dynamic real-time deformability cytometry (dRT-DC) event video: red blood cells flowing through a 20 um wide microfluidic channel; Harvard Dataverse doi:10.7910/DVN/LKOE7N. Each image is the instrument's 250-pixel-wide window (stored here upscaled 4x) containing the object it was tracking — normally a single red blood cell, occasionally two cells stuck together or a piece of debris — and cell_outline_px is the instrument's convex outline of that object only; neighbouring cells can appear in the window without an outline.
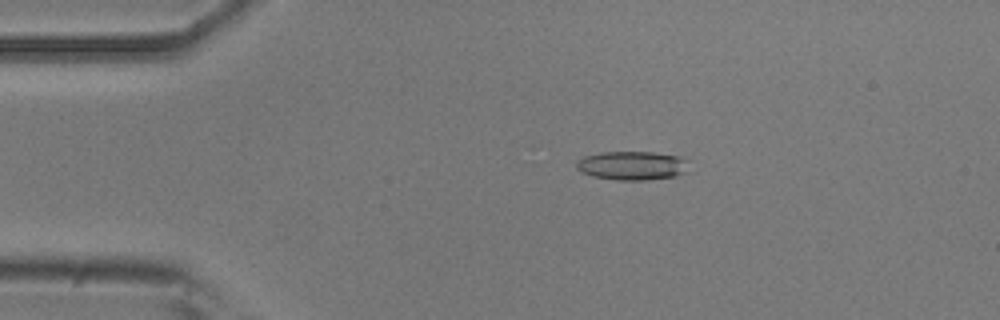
{"species": "common noctule bat (a hibernating species)", "species_latin": "Nyctalus noctula", "temperature_condition": "room temperature", "stored_images_in_passage": 52, "camera_frame_rate_fps": 3000, "um_per_image_px": 0.085, "animal": {"sex": "male", "body_mass_g": 20.5, "forearm_length_mm": 52.5}, "frame": {"image": 1, "passage_image": 10, "time_ms": 3.0, "image_size_px": [1000, 320], "cell_outline_px": [[692, 172], [676, 176], [644, 180], [616, 180], [592, 176], [580, 172], [576, 168], [576, 160], [584, 156], [600, 152], [652, 152], [684, 156], [688, 160]], "centroid_in_image_um": [53.81, 14.07], "position_along_channel_um": 31.2, "area_um2": 19.54}}
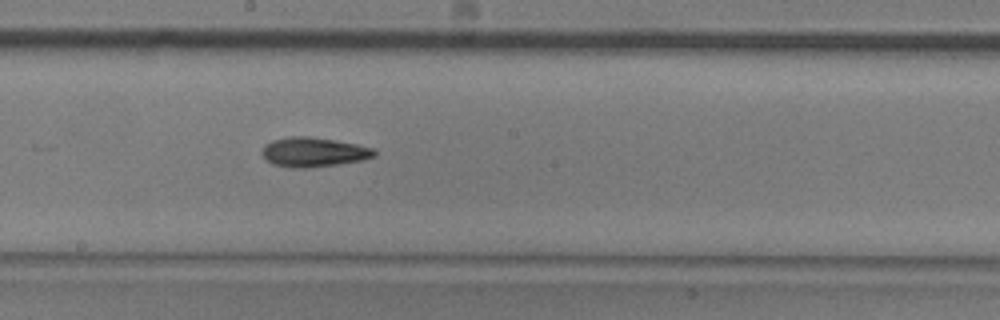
{"frame": {"image": 2, "passage_image": 28, "time_ms": 9.0, "image_size_px": [1000, 320], "cell_outline_px": [[376, 156], [364, 160], [336, 164], [300, 168], [292, 168], [272, 164], [264, 160], [264, 144], [272, 140], [292, 136], [308, 136], [356, 144], [376, 148]], "centroid_in_image_um": [26.67, 12.93], "position_along_channel_um": 221.5, "area_um2": 19.19}}
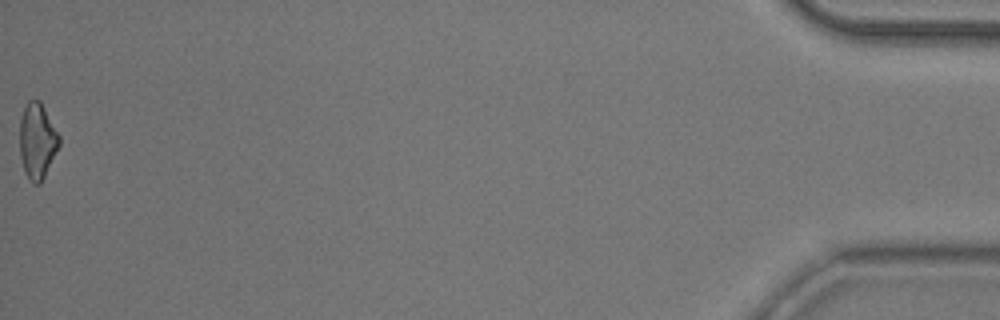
{"frame": {"image": 3, "passage_image": 52, "time_ms": 17.0, "image_size_px": [1000, 320], "cell_outline_px": [[60, 144], [40, 184], [32, 184], [24, 172], [20, 156], [20, 120], [24, 108], [28, 100], [40, 100], [60, 136]], "centroid_in_image_um": [3.16, 11.98], "position_along_channel_um": 432.0, "area_um2": 17.34}, "authors_computed_cell_mechanics": {"area_um2": 18.1781, "velocity_mm_per_s": 3.9078, "shape_relaxation_time_tau1_ms": 6.7889, "shape_relaxation_time_tau2_ms": 7.0345, "deformation_change_tau1": 0.1561, "deformation_change_tau2": 0.1865}}